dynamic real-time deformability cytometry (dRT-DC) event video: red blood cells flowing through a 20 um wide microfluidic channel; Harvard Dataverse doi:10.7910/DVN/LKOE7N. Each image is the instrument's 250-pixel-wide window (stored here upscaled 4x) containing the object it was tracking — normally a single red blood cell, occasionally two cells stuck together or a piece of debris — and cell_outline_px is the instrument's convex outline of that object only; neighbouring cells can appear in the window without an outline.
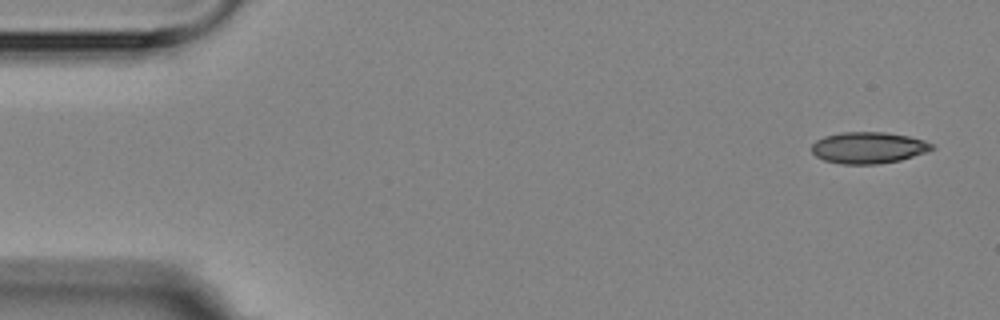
{"species": "Egyptian fruit bat (a non-hibernating species)", "species_latin": "Rousettus aegyptiacus", "temperature_condition": "room temperature", "stored_images_in_passage": 3, "camera_frame_rate_fps": 3000, "um_per_image_px": 0.085, "animal": {"sex": "female"}, "frame": {"image": 1, "passage_image": 1, "time_ms": 0.0, "image_size_px": [1000, 320], "cell_outline_px": [[936, 148], [928, 152], [900, 160], [880, 164], [840, 164], [824, 160], [816, 156], [812, 152], [812, 144], [816, 140], [824, 136], [844, 132], [884, 132], [908, 136], [924, 140], [932, 144]], "centroid_in_image_um": [73.83, 12.56], "position_along_channel_um": 11.2, "area_um2": 22.14}}
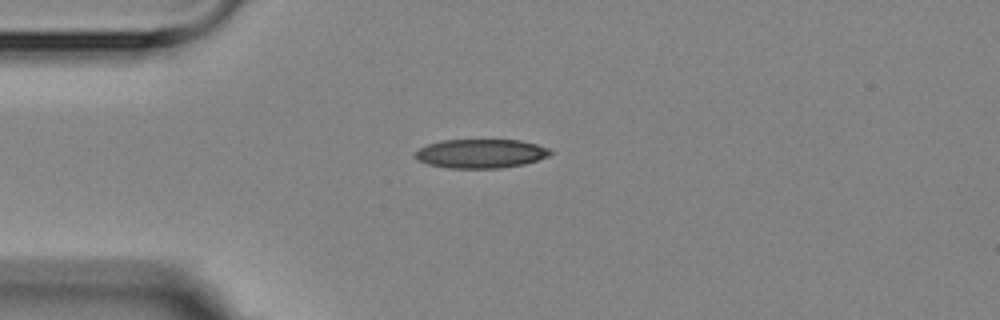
{"frame": {"image": 2, "passage_image": 3, "time_ms": 3.667, "image_size_px": [1000, 320], "cell_outline_px": [[552, 152], [548, 156], [524, 164], [500, 168], [448, 168], [428, 164], [416, 160], [412, 156], [420, 148], [428, 144], [440, 140], [520, 140], [536, 144], [548, 148]], "centroid_in_image_um": [40.82, 13.05], "position_along_channel_um": 44.2, "area_um2": 22.83}}